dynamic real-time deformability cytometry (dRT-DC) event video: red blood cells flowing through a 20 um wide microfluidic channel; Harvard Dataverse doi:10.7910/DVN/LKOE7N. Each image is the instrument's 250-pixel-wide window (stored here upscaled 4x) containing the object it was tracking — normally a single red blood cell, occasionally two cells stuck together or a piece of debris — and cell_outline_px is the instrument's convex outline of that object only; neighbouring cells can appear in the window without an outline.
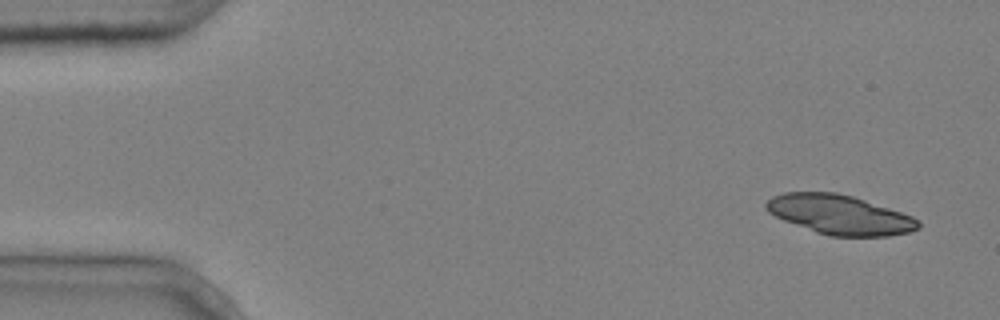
{"species": "common noctule bat (a hibernating species)", "species_latin": "Nyctalus noctula", "temperature_condition": "cold", "stored_images_in_passage": 7, "camera_frame_rate_fps": 3000, "um_per_image_px": 0.085, "animal": {"sex": "male", "body_mass_g": 20.4}, "frame": {"image": 1, "passage_image": 1, "time_ms": 0.0, "image_size_px": [1000, 320], "cell_outline_px": [[920, 228], [908, 232], [888, 236], [828, 236], [816, 232], [784, 220], [768, 212], [764, 208], [764, 204], [772, 196], [784, 192], [836, 192], [852, 196], [912, 216], [920, 224]], "centroid_in_image_um": [71.33, 18.24], "position_along_channel_um": 13.7, "area_um2": 34.68}}
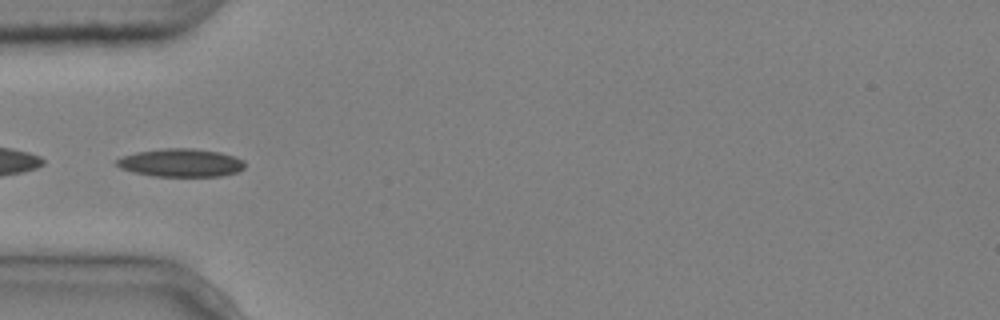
{"frame": {"image": 2, "passage_image": 5, "time_ms": 1.333, "image_size_px": [1000, 320], "cell_outline_px": [[244, 168], [236, 172], [220, 176], [152, 176], [132, 172], [120, 168], [116, 164], [116, 160], [124, 156], [136, 152], [164, 148], [196, 148], [220, 152], [236, 156], [244, 160]], "centroid_in_image_um": [15.38, 13.83], "position_along_channel_um": 69.6, "area_um2": 21.1}}